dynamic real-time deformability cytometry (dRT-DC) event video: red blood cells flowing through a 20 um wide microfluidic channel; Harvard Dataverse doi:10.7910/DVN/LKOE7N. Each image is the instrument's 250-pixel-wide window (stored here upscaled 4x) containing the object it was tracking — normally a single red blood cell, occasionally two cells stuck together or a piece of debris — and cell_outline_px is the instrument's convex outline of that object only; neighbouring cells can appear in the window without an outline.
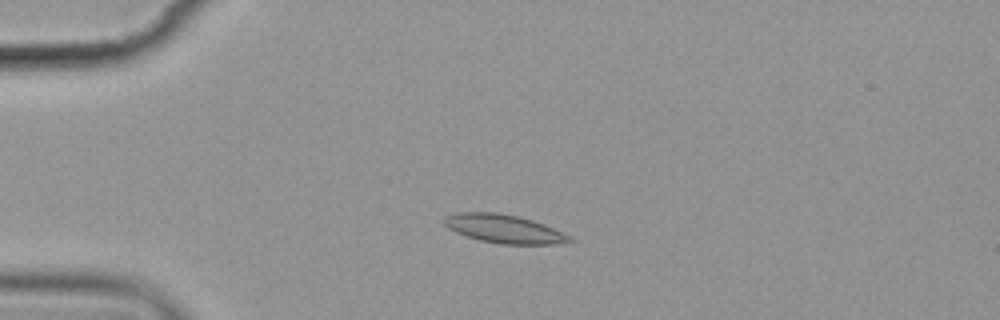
{"species": "common noctule bat (a hibernating species)", "species_latin": "Nyctalus noctula", "temperature_condition": "cold", "stored_images_in_passage": 6, "camera_frame_rate_fps": 3000, "um_per_image_px": 0.085, "animal": {"sex": "female", "body_mass_g": 19.9}, "frame": {"image": 1, "passage_image": 4, "time_ms": 4.333, "image_size_px": [1000, 320], "cell_outline_px": [[576, 240], [556, 244], [500, 244], [480, 240], [456, 232], [448, 228], [444, 224], [444, 216], [456, 212], [500, 212], [532, 220], [544, 224]], "centroid_in_image_um": [42.8, 19.44], "position_along_channel_um": 42.2, "area_um2": 20.63}}
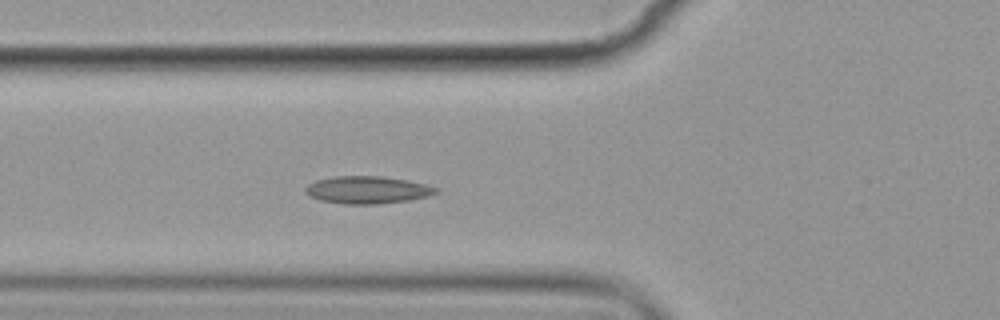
{"frame": {"image": 2, "passage_image": 6, "time_ms": 6.667, "image_size_px": [1000, 320], "cell_outline_px": [[440, 192], [428, 196], [408, 200], [380, 204], [344, 204], [320, 200], [308, 196], [304, 192], [304, 188], [308, 184], [316, 180], [336, 176], [380, 176], [404, 180], [424, 184], [440, 188]], "centroid_in_image_um": [31.2, 16.15], "position_along_channel_um": 94.6, "area_um2": 20.92}}